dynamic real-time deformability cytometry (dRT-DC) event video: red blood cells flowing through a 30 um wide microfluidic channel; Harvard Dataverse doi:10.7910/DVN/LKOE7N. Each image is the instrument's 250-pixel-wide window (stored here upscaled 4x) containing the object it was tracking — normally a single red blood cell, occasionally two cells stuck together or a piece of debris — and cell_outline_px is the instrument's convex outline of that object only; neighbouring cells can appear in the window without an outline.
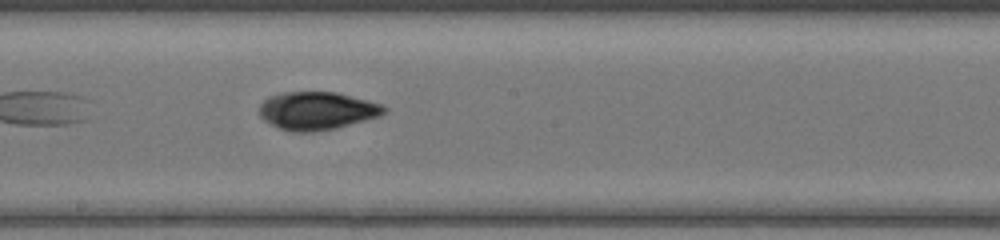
{"species": "common noctule bat (a hibernating species)", "species_latin": "Nyctalus noctula", "temperature_condition": "warm", "stored_images_in_passage": 27, "camera_frame_rate_fps": 3000, "um_per_image_px": 0.085, "animal": {"sex": "female", "body_mass_g": 17.0, "forearm_length_mm": 48.0}, "frame": {"image": 1, "passage_image": 12, "time_ms": 3.667, "image_size_px": [1000, 240], "cell_outline_px": [[388, 112], [380, 116], [336, 128], [312, 132], [292, 132], [280, 128], [264, 120], [260, 116], [260, 104], [268, 96], [280, 92], [336, 92], [380, 104], [388, 108]], "centroid_in_image_um": [26.94, 9.41], "position_along_channel_um": 221.3, "area_um2": 27.57}}